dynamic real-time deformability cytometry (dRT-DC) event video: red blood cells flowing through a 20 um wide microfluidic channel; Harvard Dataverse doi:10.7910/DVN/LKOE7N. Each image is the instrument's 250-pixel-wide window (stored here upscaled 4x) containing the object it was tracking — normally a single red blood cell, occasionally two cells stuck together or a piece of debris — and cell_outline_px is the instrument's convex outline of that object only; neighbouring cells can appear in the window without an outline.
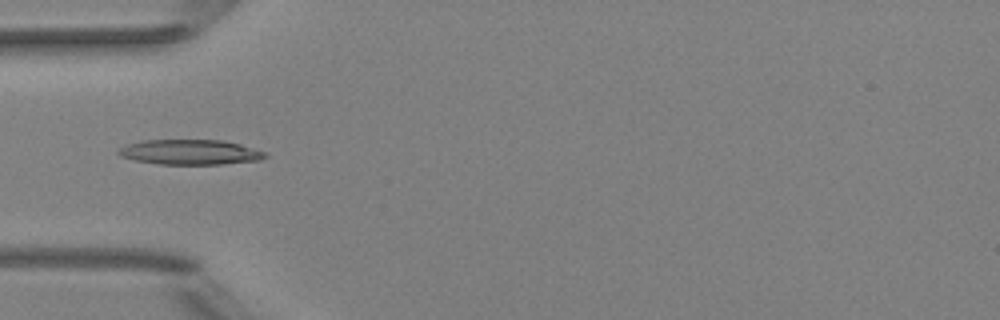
{"species": "Egyptian fruit bat (a non-hibernating species)", "species_latin": "Rousettus aegyptiacus", "temperature_condition": "room temperature", "stored_images_in_passage": 52, "camera_frame_rate_fps": 3000, "um_per_image_px": 0.085, "animal": {"sex": "female"}, "frame": {"image": 1, "passage_image": 17, "time_ms": 5.333, "image_size_px": [1000, 320], "cell_outline_px": [[268, 156], [260, 160], [220, 164], [160, 164], [132, 160], [120, 156], [116, 152], [120, 148], [128, 144], [140, 140], [220, 140], [240, 144], [264, 152]], "centroid_in_image_um": [16.11, 12.93], "position_along_channel_um": 68.9, "area_um2": 21.33}}
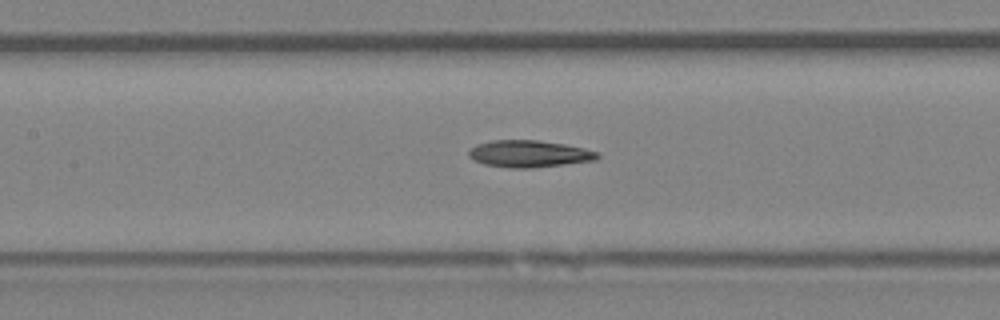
{"frame": {"image": 2, "passage_image": 24, "time_ms": 7.667, "image_size_px": [1000, 320], "cell_outline_px": [[600, 156], [596, 160], [532, 168], [508, 168], [484, 164], [468, 156], [468, 152], [476, 144], [492, 140], [540, 140], [564, 144], [584, 148], [600, 152]], "centroid_in_image_um": [44.99, 13.07], "position_along_channel_um": 162.4, "area_um2": 20.23}}
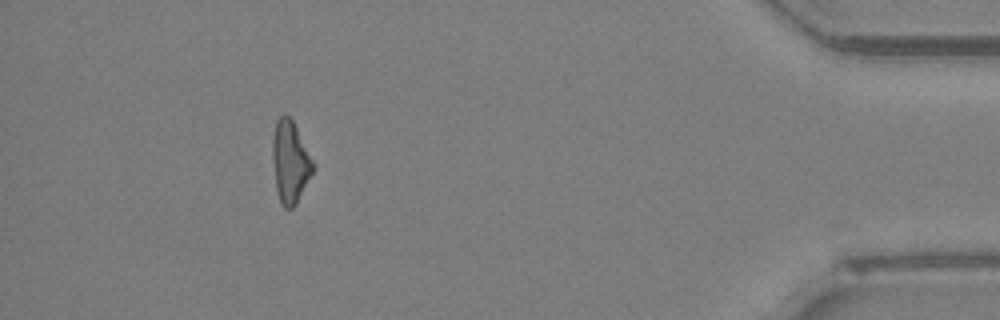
{"frame": {"image": 3, "passage_image": 47, "time_ms": 15.333, "image_size_px": [1000, 320], "cell_outline_px": [[316, 168], [296, 204], [292, 208], [284, 208], [280, 204], [276, 188], [272, 160], [272, 140], [276, 120], [284, 112], [292, 120], [316, 164]], "centroid_in_image_um": [24.68, 13.77], "position_along_channel_um": 410.5, "area_um2": 19.71}, "authors_computed_cell_mechanics": {"area_um2": 19.9121, "velocity_mm_per_s": 4.0121, "shape_relaxation_time_tau1_ms": null, "shape_relaxation_time_tau2_ms": 4.6361, "deformation_change_tau1": null, "deformation_change_tau2": 0.1645}}